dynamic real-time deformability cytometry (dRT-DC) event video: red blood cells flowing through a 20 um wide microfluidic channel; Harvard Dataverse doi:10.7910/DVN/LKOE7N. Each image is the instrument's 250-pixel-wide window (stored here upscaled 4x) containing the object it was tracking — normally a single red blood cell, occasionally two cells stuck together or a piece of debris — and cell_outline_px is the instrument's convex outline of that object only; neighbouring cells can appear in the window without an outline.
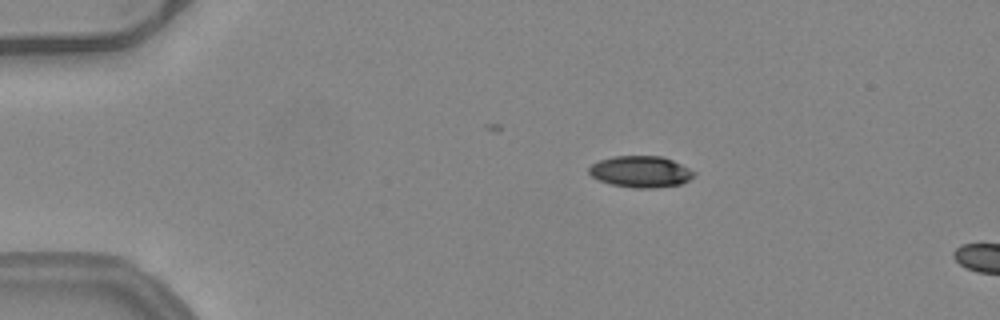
{"species": "common noctule bat (a hibernating species)", "species_latin": "Nyctalus noctula", "temperature_condition": "warm", "stored_images_in_passage": 13, "camera_frame_rate_fps": 3000, "um_per_image_px": 0.085, "animal": {"sex": "female", "body_mass_g": 24.6, "forearm_length_mm": 56.2}, "frame": {"image": 1, "passage_image": 10, "time_ms": 3.0, "image_size_px": [1000, 320], "cell_outline_px": [[696, 176], [680, 184], [656, 188], [636, 188], [612, 184], [596, 180], [588, 172], [588, 168], [592, 164], [600, 160], [612, 156], [660, 156], [672, 160], [696, 172]], "centroid_in_image_um": [54.44, 14.59], "position_along_channel_um": 30.6, "area_um2": 19.25}}